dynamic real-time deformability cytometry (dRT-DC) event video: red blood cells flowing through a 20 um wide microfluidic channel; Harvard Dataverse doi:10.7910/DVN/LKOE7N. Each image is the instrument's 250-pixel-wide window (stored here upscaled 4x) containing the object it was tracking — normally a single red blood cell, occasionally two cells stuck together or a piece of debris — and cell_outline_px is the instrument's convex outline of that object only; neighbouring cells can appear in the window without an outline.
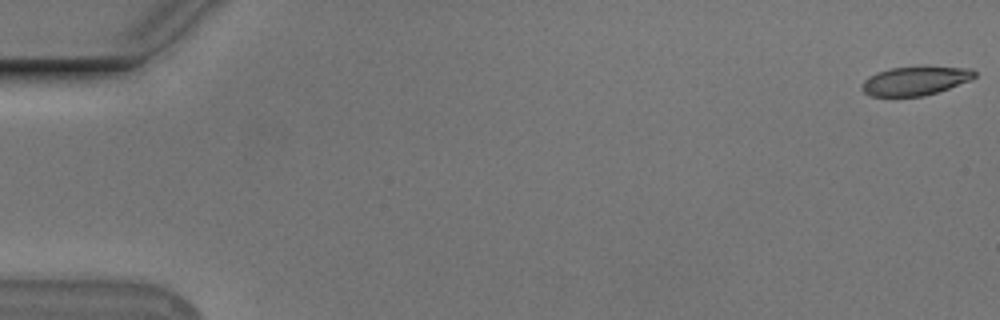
{"species": "Egyptian fruit bat (a non-hibernating species)", "species_latin": "Rousettus aegyptiacus", "temperature_condition": "cold", "stored_images_in_passage": 55, "camera_frame_rate_fps": 3000, "um_per_image_px": 0.085, "animal": {"sex": "male"}, "frame": {"image": 1, "passage_image": 1, "time_ms": 0.0, "image_size_px": [1000, 320], "cell_outline_px": [[976, 76], [972, 80], [924, 96], [872, 96], [864, 92], [860, 88], [860, 84], [868, 76], [876, 72], [892, 68], [972, 68], [976, 72]], "centroid_in_image_um": [77.76, 6.89], "position_along_channel_um": 7.2, "area_um2": 18.55}}
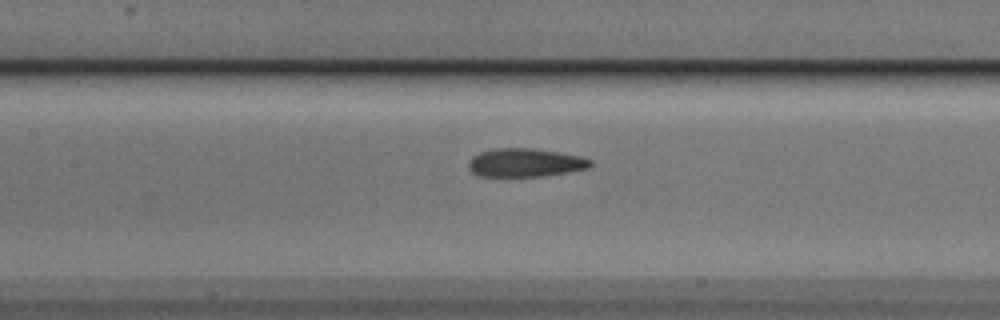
{"frame": {"image": 2, "passage_image": 26, "time_ms": 8.333, "image_size_px": [1000, 320], "cell_outline_px": [[592, 164], [588, 168], [544, 176], [476, 176], [468, 168], [468, 164], [472, 156], [480, 152], [496, 148], [532, 148], [580, 156], [592, 160]], "centroid_in_image_um": [44.61, 13.83], "position_along_channel_um": 162.8, "area_um2": 20.11}}
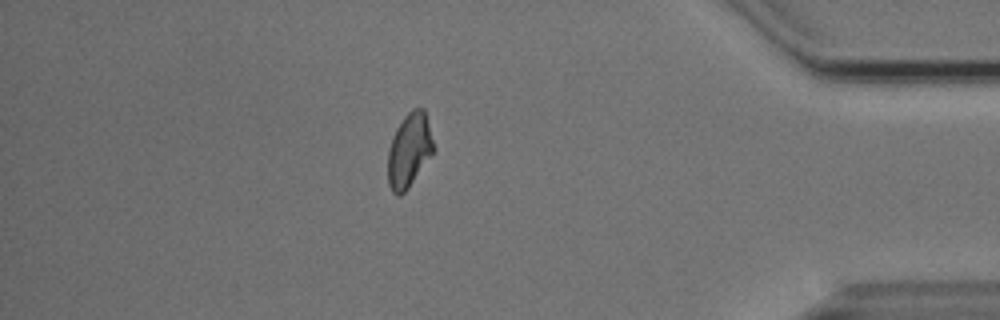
{"frame": {"image": 3, "passage_image": 48, "time_ms": 15.667, "image_size_px": [1000, 320], "cell_outline_px": [[432, 152], [408, 188], [400, 196], [396, 196], [392, 192], [388, 184], [388, 148], [396, 128], [404, 116], [412, 108], [424, 108], [432, 140]], "centroid_in_image_um": [34.73, 12.78], "position_along_channel_um": 400.5, "area_um2": 19.25}, "authors_computed_cell_mechanics": {"area_um2": 19.9988, "velocity_mm_per_s": 3.7525, "shape_relaxation_time_tau1_ms": 2.8893, "shape_relaxation_time_tau2_ms": 1.8292, "deformation_change_tau1": 0.1313, "deformation_change_tau2": 0.0883}}